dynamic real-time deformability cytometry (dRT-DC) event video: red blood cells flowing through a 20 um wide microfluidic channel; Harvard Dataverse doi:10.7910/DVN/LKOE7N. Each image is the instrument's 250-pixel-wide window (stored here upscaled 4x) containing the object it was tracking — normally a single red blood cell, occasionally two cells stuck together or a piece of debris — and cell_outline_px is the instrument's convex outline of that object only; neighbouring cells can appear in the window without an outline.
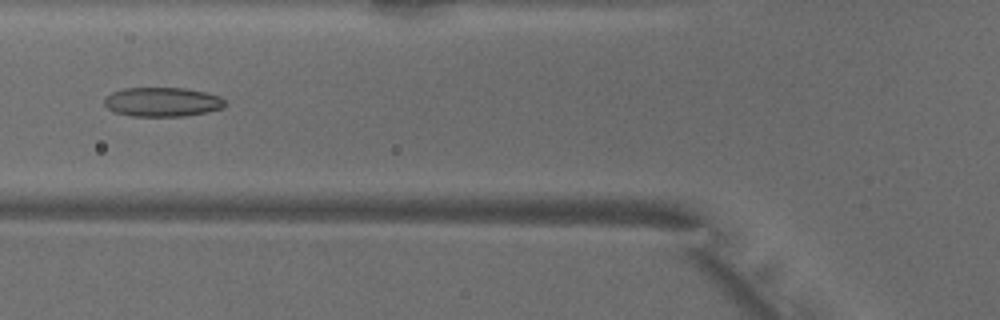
{"species": "common noctule bat (a hibernating species)", "species_latin": "Nyctalus noctula", "temperature_condition": "warm", "stored_images_in_passage": 37, "camera_frame_rate_fps": 3000, "um_per_image_px": 0.085, "animal": {"sex": "male", "body_mass_g": 18.8}, "frame": {"image": 1, "passage_image": 6, "time_ms": 1.667, "image_size_px": [1000, 320], "cell_outline_px": [[224, 108], [208, 112], [184, 116], [132, 116], [116, 112], [108, 108], [104, 104], [104, 96], [112, 92], [124, 88], [184, 88], [204, 92], [220, 96], [224, 100]], "centroid_in_image_um": [13.79, 8.66], "position_along_channel_um": 112.0, "area_um2": 20.58}}
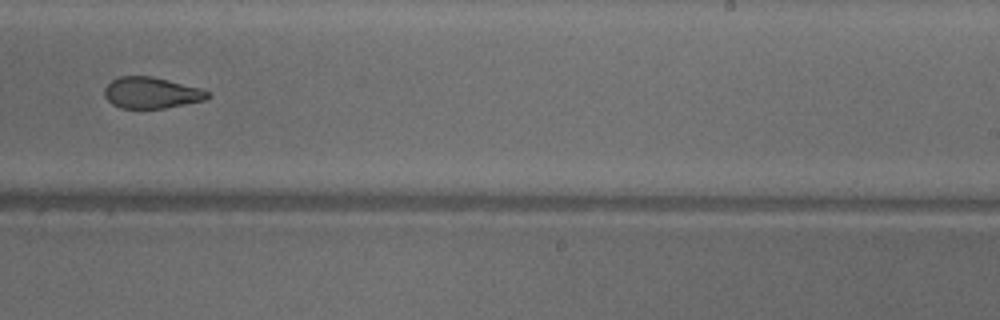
{"frame": {"image": 2, "passage_image": 18, "time_ms": 5.667, "image_size_px": [1000, 320], "cell_outline_px": [[212, 96], [204, 100], [164, 108], [120, 108], [112, 104], [104, 96], [104, 88], [112, 80], [120, 76], [152, 76], [200, 88], [208, 92]], "centroid_in_image_um": [12.84, 7.88], "position_along_channel_um": 276.2, "area_um2": 18.67}}
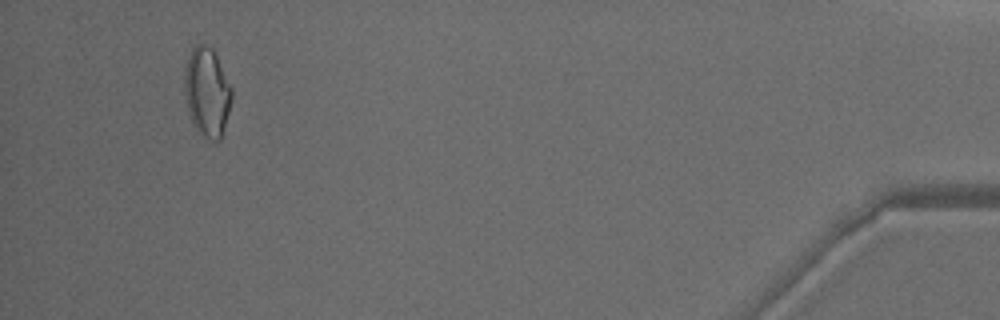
{"frame": {"image": 3, "passage_image": 34, "time_ms": 11.0, "image_size_px": [1000, 320], "cell_outline_px": [[232, 100], [220, 140], [212, 140], [204, 136], [200, 132], [192, 120], [188, 112], [184, 92], [184, 68], [188, 56], [192, 48], [196, 44], [204, 44], [212, 48], [232, 88]], "centroid_in_image_um": [17.58, 7.79], "position_along_channel_um": 417.6, "area_um2": 24.28}, "authors_computed_cell_mechanics": {"area_um2": 20.2878, "velocity_mm_per_s": 4.1042, "shape_relaxation_time_tau1_ms": null, "shape_relaxation_time_tau2_ms": 2.6531, "deformation_change_tau1": null, "deformation_change_tau2": 0.097}}